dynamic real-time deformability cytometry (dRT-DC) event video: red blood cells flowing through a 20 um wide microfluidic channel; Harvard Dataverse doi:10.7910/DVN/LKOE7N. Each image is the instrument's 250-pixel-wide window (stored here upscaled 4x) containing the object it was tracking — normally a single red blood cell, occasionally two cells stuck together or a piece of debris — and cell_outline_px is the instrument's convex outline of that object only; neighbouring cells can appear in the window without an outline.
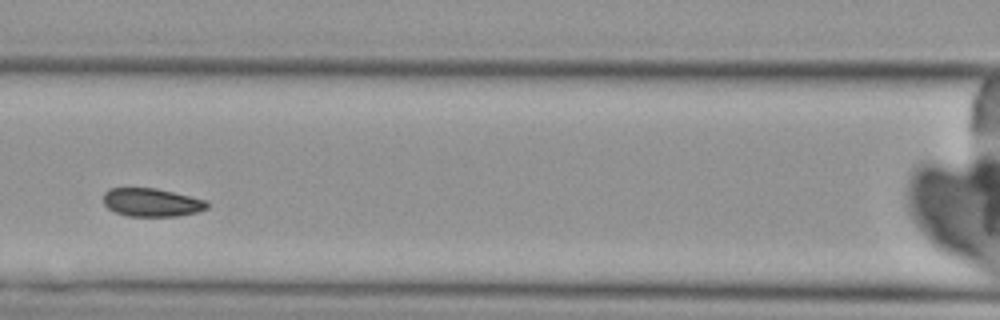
{"species": "Egyptian fruit bat (a non-hibernating species)", "species_latin": "Rousettus aegyptiacus", "temperature_condition": "cold", "stored_images_in_passage": 6, "camera_frame_rate_fps": 3000, "um_per_image_px": 0.085, "animal": {"sex": "female"}, "frame": {"image": 1, "passage_image": 3, "time_ms": 2.333, "image_size_px": [1000, 320], "cell_outline_px": [[208, 208], [196, 212], [176, 216], [128, 216], [116, 212], [108, 208], [104, 204], [104, 192], [108, 188], [156, 188], [208, 200]], "centroid_in_image_um": [12.9, 17.2], "position_along_channel_um": 153.7, "area_um2": 17.11}}
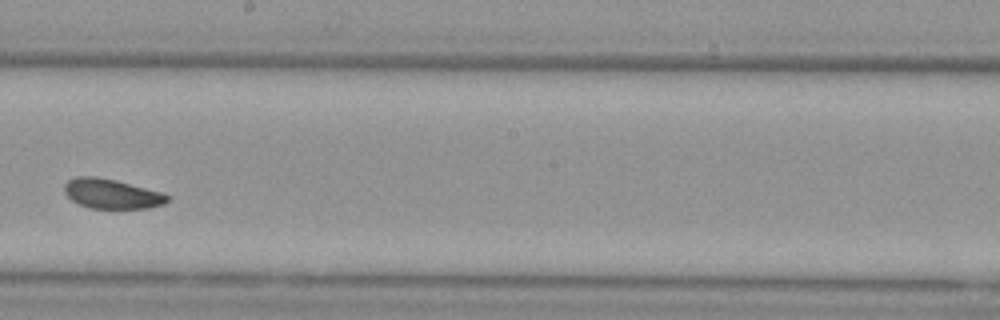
{"frame": {"image": 2, "passage_image": 5, "time_ms": 4.667, "image_size_px": [1000, 320], "cell_outline_px": [[168, 200], [164, 204], [148, 208], [88, 208], [72, 200], [64, 192], [64, 184], [68, 180], [76, 176], [96, 176], [116, 180], [164, 192], [168, 196]], "centroid_in_image_um": [9.49, 16.46], "position_along_channel_um": 238.7, "area_um2": 17.92}}
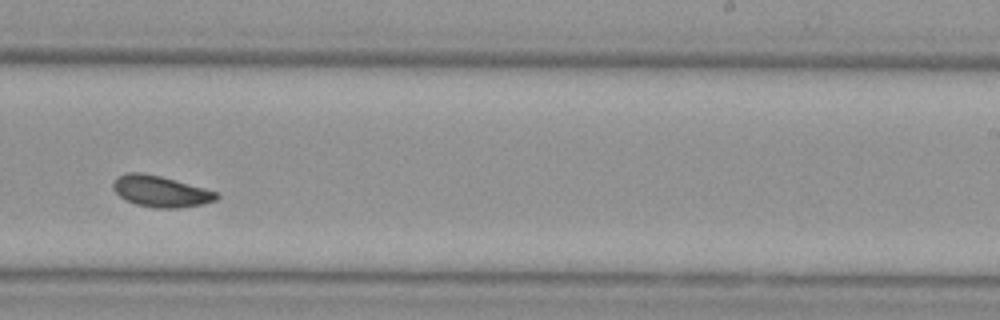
{"frame": {"image": 3, "passage_image": 6, "time_ms": 5.667, "image_size_px": [1000, 320], "cell_outline_px": [[220, 196], [216, 200], [200, 204], [180, 208], [156, 208], [136, 204], [124, 200], [112, 188], [112, 184], [116, 176], [124, 172], [140, 172], [160, 176], [204, 188], [216, 192]], "centroid_in_image_um": [13.6, 16.26], "position_along_channel_um": 275.4, "area_um2": 18.79}}